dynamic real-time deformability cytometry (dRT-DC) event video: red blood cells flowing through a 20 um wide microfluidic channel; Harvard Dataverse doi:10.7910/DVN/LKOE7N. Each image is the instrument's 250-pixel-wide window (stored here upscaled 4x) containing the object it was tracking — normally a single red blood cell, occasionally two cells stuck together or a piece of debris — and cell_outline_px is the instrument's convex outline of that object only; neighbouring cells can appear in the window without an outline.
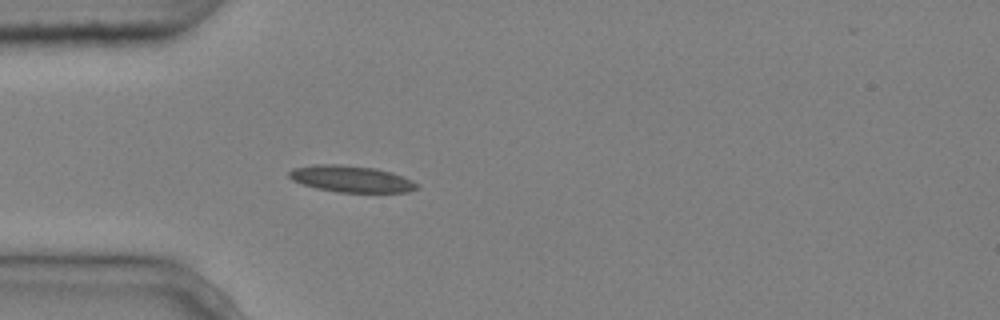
{"species": "common noctule bat (a hibernating species)", "species_latin": "Nyctalus noctula", "temperature_condition": "cold", "stored_images_in_passage": 3, "camera_frame_rate_fps": 3000, "um_per_image_px": 0.085, "animal": {"sex": "male", "body_mass_g": 20.4}, "frame": {"image": 1, "passage_image": 3, "time_ms": 0.667, "image_size_px": [1000, 320], "cell_outline_px": [[420, 188], [408, 192], [336, 192], [316, 188], [292, 180], [288, 176], [288, 172], [292, 168], [316, 164], [340, 164], [376, 168], [392, 172], [412, 180], [420, 184]], "centroid_in_image_um": [29.88, 15.2], "position_along_channel_um": 55.1, "area_um2": 19.94}}